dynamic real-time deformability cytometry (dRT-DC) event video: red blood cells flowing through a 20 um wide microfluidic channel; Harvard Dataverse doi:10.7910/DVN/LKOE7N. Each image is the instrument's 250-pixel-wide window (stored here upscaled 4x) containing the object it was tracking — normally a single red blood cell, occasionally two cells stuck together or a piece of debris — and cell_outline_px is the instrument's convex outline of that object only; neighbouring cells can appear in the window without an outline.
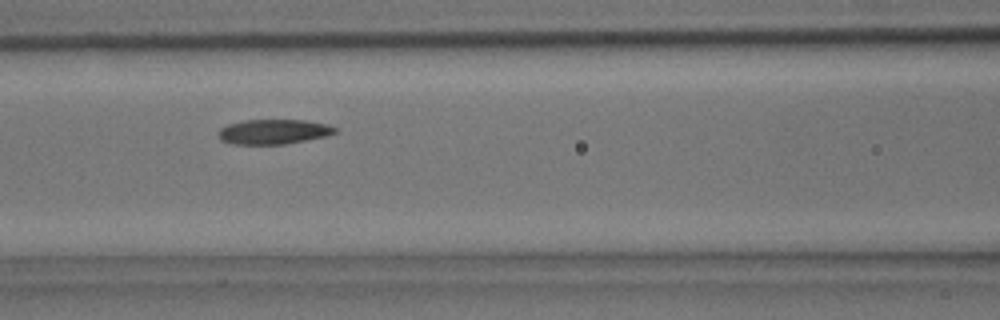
{"species": "common noctule bat (a hibernating species)", "species_latin": "Nyctalus noctula", "temperature_condition": "room temperature", "stored_images_in_passage": 7, "camera_frame_rate_fps": 3000, "um_per_image_px": 0.085, "animal": {"sex": "male", "body_mass_g": 15.6}, "frame": {"image": 1, "passage_image": 5, "time_ms": 1.333, "image_size_px": [1000, 320], "cell_outline_px": [[336, 132], [328, 136], [284, 144], [236, 144], [220, 140], [220, 128], [228, 124], [244, 120], [304, 120], [328, 124], [336, 128]], "centroid_in_image_um": [23.28, 11.19], "position_along_channel_um": 143.3, "area_um2": 16.76}}